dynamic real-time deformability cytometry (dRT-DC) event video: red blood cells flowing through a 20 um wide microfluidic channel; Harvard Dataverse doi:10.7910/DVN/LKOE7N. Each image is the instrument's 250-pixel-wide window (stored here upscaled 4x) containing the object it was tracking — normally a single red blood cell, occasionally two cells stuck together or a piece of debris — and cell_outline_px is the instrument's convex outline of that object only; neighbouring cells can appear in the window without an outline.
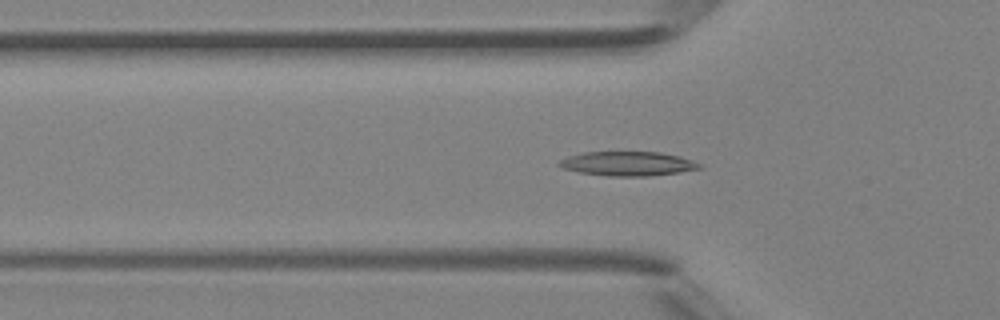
{"species": "Egyptian fruit bat (a non-hibernating species)", "species_latin": "Rousettus aegyptiacus", "temperature_condition": "room temperature", "stored_images_in_passage": 46, "camera_frame_rate_fps": 3000, "um_per_image_px": 0.085, "animal": {"sex": "female"}, "frame": {"image": 1, "passage_image": 15, "time_ms": 4.667, "image_size_px": [1000, 320], "cell_outline_px": [[700, 168], [680, 172], [648, 176], [608, 176], [580, 172], [564, 168], [556, 164], [560, 160], [568, 156], [584, 152], [660, 152], [680, 156], [700, 164]], "centroid_in_image_um": [53.33, 13.91], "position_along_channel_um": 72.5, "area_um2": 19.65}}
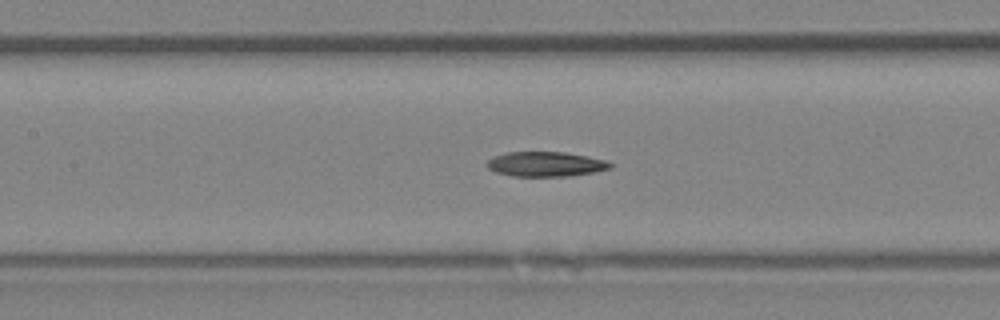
{"frame": {"image": 2, "passage_image": 21, "time_ms": 6.667, "image_size_px": [1000, 320], "cell_outline_px": [[612, 168], [596, 172], [572, 176], [512, 176], [496, 172], [488, 168], [488, 160], [496, 156], [508, 152], [564, 152], [588, 156], [604, 160], [612, 164]], "centroid_in_image_um": [46.43, 13.96], "position_along_channel_um": 161.0, "area_um2": 17.74}}
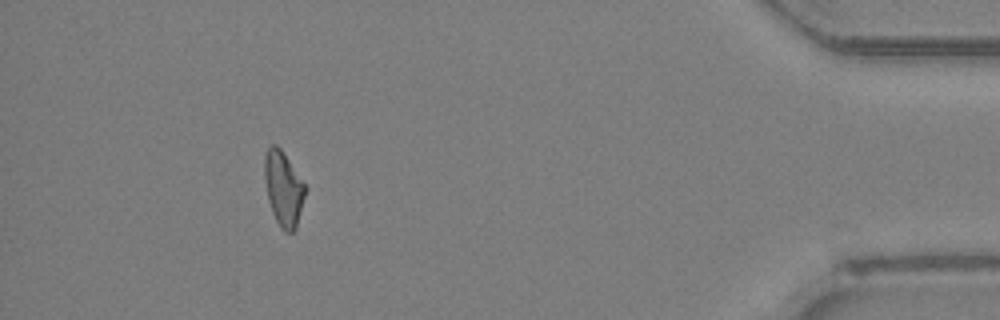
{"frame": {"image": 3, "passage_image": 42, "time_ms": 13.667, "image_size_px": [1000, 320], "cell_outline_px": [[308, 188], [296, 228], [292, 232], [284, 232], [280, 228], [272, 212], [268, 200], [264, 180], [264, 156], [268, 148], [272, 144], [276, 144], [280, 148]], "centroid_in_image_um": [24.1, 16.05], "position_along_channel_um": 411.1, "area_um2": 17.92}}